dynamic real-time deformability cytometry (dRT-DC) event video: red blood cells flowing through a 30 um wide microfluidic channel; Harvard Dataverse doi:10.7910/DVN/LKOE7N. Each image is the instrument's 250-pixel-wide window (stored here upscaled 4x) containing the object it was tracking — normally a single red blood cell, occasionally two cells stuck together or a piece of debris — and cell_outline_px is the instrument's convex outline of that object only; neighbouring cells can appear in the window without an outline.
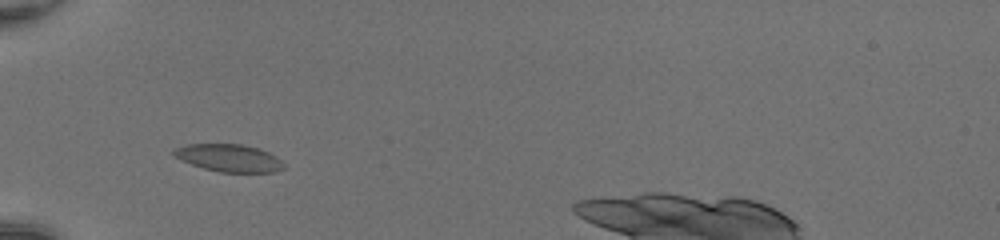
{"species": "common noctule bat (a hibernating species)", "species_latin": "Nyctalus noctula", "temperature_condition": "room temperature", "stored_images_in_passage": 36, "camera_frame_rate_fps": 3000, "um_per_image_px": 0.085, "animal": {"sex": "female", "body_mass_g": 20.0, "forearm_length_mm": 54.0}, "frame": {"image": 1, "passage_image": 7, "time_ms": 2.0, "image_size_px": [1000, 240], "cell_outline_px": [[284, 168], [276, 172], [220, 172], [204, 168], [192, 164], [172, 156], [172, 152], [176, 148], [184, 144], [240, 144], [260, 148], [276, 156], [284, 164]], "centroid_in_image_um": [19.46, 13.42], "position_along_channel_um": 65.5, "area_um2": 17.63}}
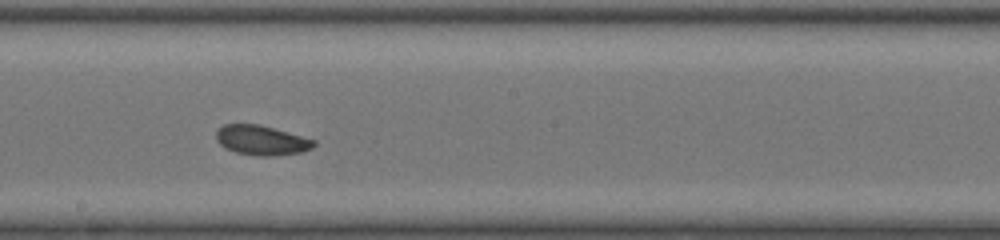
{"frame": {"image": 2, "passage_image": 19, "time_ms": 6.0, "image_size_px": [1000, 240], "cell_outline_px": [[316, 144], [312, 148], [300, 152], [272, 156], [260, 156], [236, 152], [224, 148], [216, 140], [216, 132], [224, 124], [260, 124], [316, 140]], "centroid_in_image_um": [22.22, 11.92], "position_along_channel_um": 226.0, "area_um2": 16.88}}
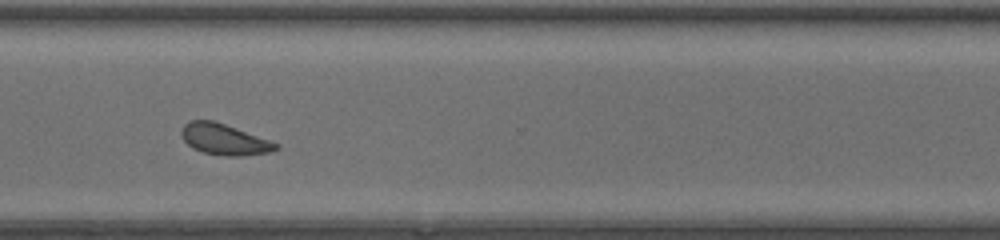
{"frame": {"image": 3, "passage_image": 28, "time_ms": 9.0, "image_size_px": [1000, 240], "cell_outline_px": [[280, 148], [272, 152], [244, 156], [224, 156], [204, 152], [192, 148], [184, 140], [180, 132], [184, 124], [188, 120], [212, 120], [236, 128], [280, 144]], "centroid_in_image_um": [19.08, 11.85], "position_along_channel_um": 351.5, "area_um2": 17.11}, "authors_computed_cell_mechanics": {"area_um2": 17.1666, "velocity_mm_per_s": 4.1872, "shape_relaxation_time_tau1_ms": 3.7903, "shape_relaxation_time_tau2_ms": 3.7184, "deformation_change_tau1": 0.0661, "deformation_change_tau2": 0.1103}}